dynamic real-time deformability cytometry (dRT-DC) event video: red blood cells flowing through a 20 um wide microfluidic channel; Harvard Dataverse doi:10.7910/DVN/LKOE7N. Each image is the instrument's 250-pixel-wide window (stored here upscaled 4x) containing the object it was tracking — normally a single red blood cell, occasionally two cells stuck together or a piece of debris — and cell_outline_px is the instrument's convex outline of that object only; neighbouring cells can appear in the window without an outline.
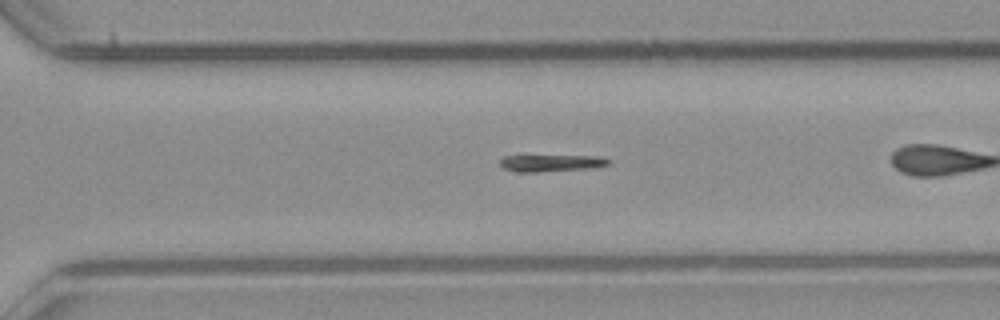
{"species": "common noctule bat (a hibernating species)", "species_latin": "Nyctalus noctula", "temperature_condition": "room temperature", "stored_images_in_passage": 48, "camera_frame_rate_fps": 3000, "um_per_image_px": 0.085, "animal": {"sex": "male", "body_mass_g": 23.1, "forearm_length_mm": 52.7}, "frame": {"image": 1, "passage_image": 33, "time_ms": 10.667, "image_size_px": [1000, 320], "cell_outline_px": [[612, 160], [608, 164], [592, 168], [540, 172], [516, 172], [504, 168], [500, 164], [500, 160], [504, 156], [600, 156]], "centroid_in_image_um": [46.87, 13.86], "position_along_channel_um": 323.7, "area_um2": 10.64}}
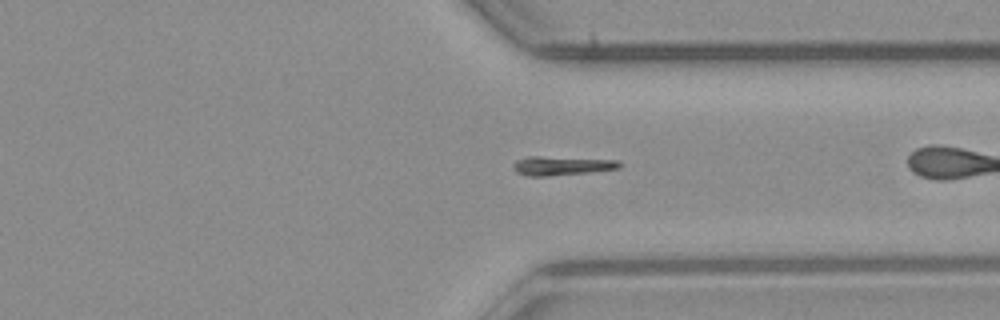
{"frame": {"image": 2, "passage_image": 36, "time_ms": 11.667, "image_size_px": [1000, 320], "cell_outline_px": [[620, 168], [588, 172], [548, 176], [528, 176], [516, 172], [512, 168], [512, 164], [516, 160], [528, 156], [540, 156], [616, 160], [620, 164]], "centroid_in_image_um": [47.66, 14.08], "position_along_channel_um": 363.7, "area_um2": 11.68}, "authors_computed_cell_mechanics": {"area_um2": 11.4444, "velocity_mm_per_s": 3.9592, "shape_relaxation_time_tau1_ms": 8.0303, "shape_relaxation_time_tau2_ms": null, "deformation_change_tau1": 0.1863, "deformation_change_tau2": null}}